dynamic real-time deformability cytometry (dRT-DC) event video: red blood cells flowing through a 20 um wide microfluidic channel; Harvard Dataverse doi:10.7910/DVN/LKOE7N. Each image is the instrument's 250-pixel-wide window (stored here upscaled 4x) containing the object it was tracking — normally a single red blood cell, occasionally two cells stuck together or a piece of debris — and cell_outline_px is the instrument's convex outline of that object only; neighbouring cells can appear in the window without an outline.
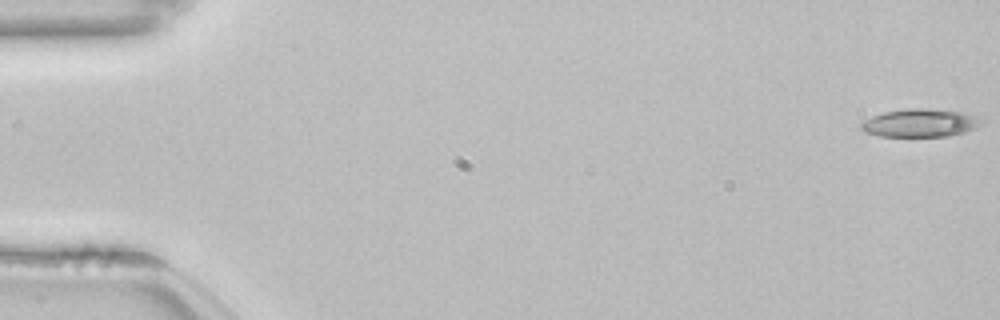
{"species": "common noctule bat (a hibernating species)", "species_latin": "Nyctalus noctula", "temperature_condition": "room temperature", "stored_images_in_passage": 54, "camera_frame_rate_fps": 3000, "um_per_image_px": 0.085, "animal": {"sex": "female", "body_mass_g": 22.7, "forearm_length_mm": 54.2}, "frame": {"image": 1, "passage_image": 1, "time_ms": 0.0, "image_size_px": [1000, 320], "cell_outline_px": [[984, 124], [976, 128], [964, 132], [948, 136], [880, 136], [864, 132], [860, 128], [860, 124], [864, 120], [872, 116], [884, 112], [908, 108], [928, 108], [960, 112], [976, 116], [984, 120]], "centroid_in_image_um": [78.22, 10.45], "position_along_channel_um": 6.8, "area_um2": 19.77}}
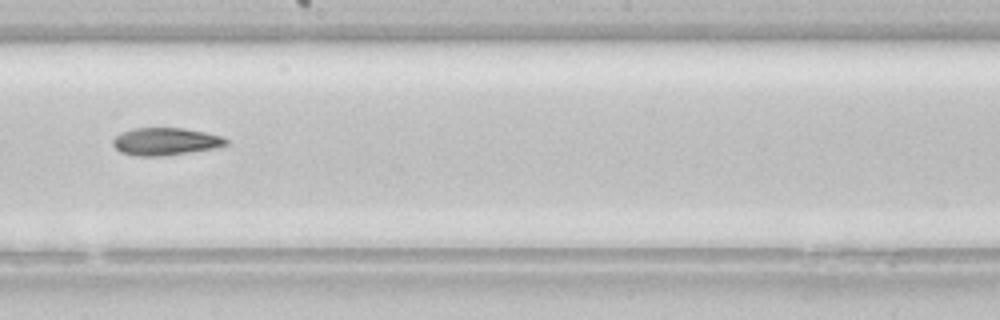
{"frame": {"image": 2, "passage_image": 31, "time_ms": 10.0, "image_size_px": [1000, 320], "cell_outline_px": [[228, 144], [220, 148], [164, 156], [132, 156], [120, 152], [112, 144], [112, 140], [120, 132], [136, 128], [184, 128], [204, 132], [220, 136], [228, 140]], "centroid_in_image_um": [14.07, 12.04], "position_along_channel_um": 234.1, "area_um2": 18.38}}
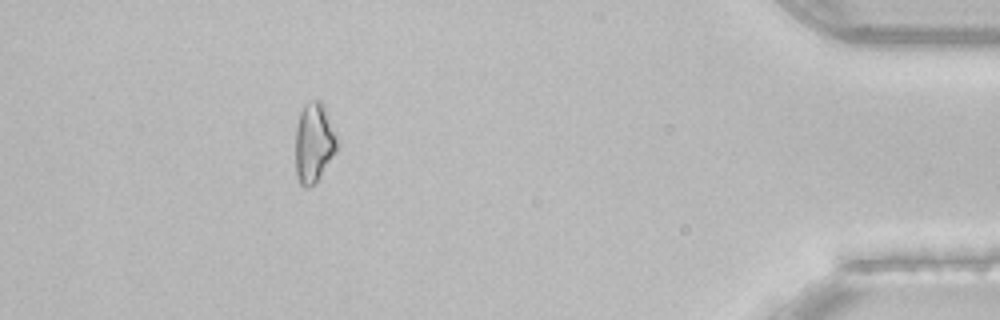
{"frame": {"image": 3, "passage_image": 49, "time_ms": 16.0, "image_size_px": [1000, 320], "cell_outline_px": [[336, 152], [316, 180], [308, 188], [304, 188], [300, 184], [296, 176], [296, 128], [300, 112], [304, 104], [308, 100], [320, 100], [324, 108], [336, 136]], "centroid_in_image_um": [26.64, 12.12], "position_along_channel_um": 408.6, "area_um2": 18.84}}